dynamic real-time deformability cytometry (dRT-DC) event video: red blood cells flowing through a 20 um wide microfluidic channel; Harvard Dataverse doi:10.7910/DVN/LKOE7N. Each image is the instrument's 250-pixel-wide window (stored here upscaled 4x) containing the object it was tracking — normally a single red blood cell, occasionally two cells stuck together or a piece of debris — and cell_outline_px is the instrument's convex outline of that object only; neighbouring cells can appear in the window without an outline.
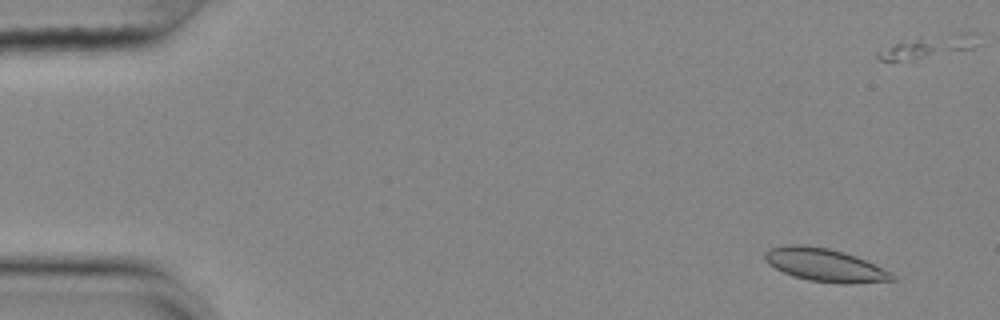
{"species": "common noctule bat (a hibernating species)", "species_latin": "Nyctalus noctula", "temperature_condition": "cold", "stored_images_in_passage": 56, "camera_frame_rate_fps": 3000, "um_per_image_px": 0.085, "animal": {"sex": "female", "body_mass_g": 25.1}, "frame": {"image": 1, "passage_image": 4, "time_ms": 1.0, "image_size_px": [1000, 320], "cell_outline_px": [[900, 280], [848, 284], [840, 284], [808, 280], [792, 276], [768, 264], [764, 260], [764, 252], [768, 248], [784, 244], [800, 244], [828, 248], [844, 252], [856, 256], [896, 276]], "centroid_in_image_um": [70.07, 22.52], "position_along_channel_um": 14.9, "area_um2": 24.62}}
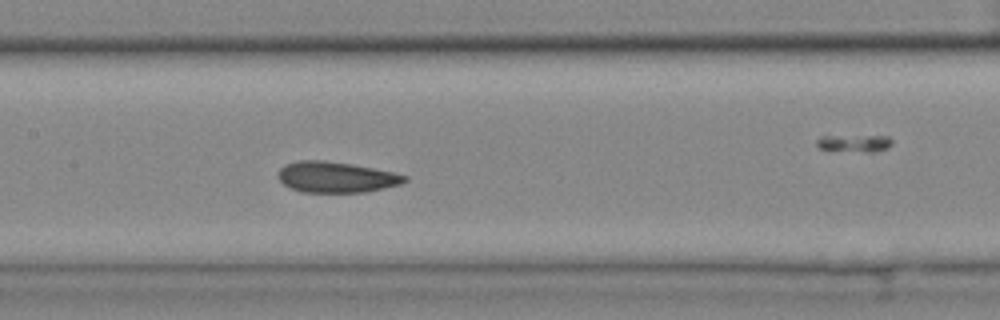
{"frame": {"image": 2, "passage_image": 27, "time_ms": 8.667, "image_size_px": [1000, 320], "cell_outline_px": [[408, 180], [400, 184], [368, 192], [300, 192], [284, 184], [276, 176], [280, 168], [284, 164], [300, 160], [324, 160], [352, 164], [396, 172], [408, 176]], "centroid_in_image_um": [28.58, 15.05], "position_along_channel_um": 178.8, "area_um2": 22.95}}
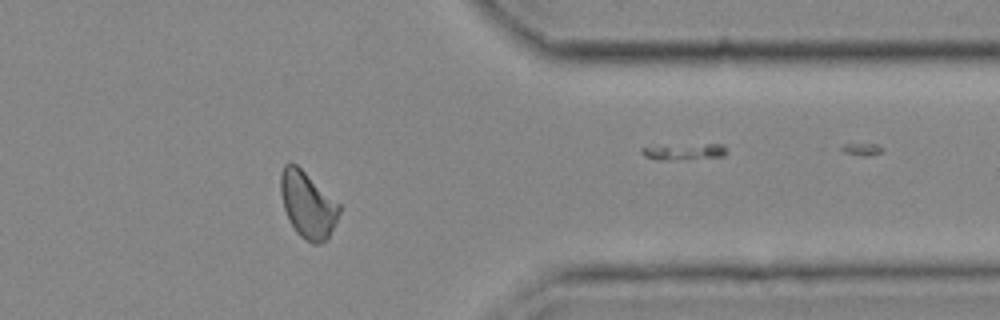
{"frame": {"image": 3, "passage_image": 45, "time_ms": 14.667, "image_size_px": [1000, 320], "cell_outline_px": [[340, 212], [328, 236], [320, 244], [312, 244], [300, 236], [296, 232], [284, 208], [280, 192], [280, 176], [284, 164], [296, 164], [340, 204]], "centroid_in_image_um": [26.14, 17.4], "position_along_channel_um": 385.3, "area_um2": 22.2}, "authors_computed_cell_mechanics": {"area_um2": 23.0911, "velocity_mm_per_s": 3.6437, "shape_relaxation_time_tau1_ms": 8.7072, "shape_relaxation_time_tau2_ms": 2.2417, "deformation_change_tau1": 0.1162, "deformation_change_tau2": 0.0604}}